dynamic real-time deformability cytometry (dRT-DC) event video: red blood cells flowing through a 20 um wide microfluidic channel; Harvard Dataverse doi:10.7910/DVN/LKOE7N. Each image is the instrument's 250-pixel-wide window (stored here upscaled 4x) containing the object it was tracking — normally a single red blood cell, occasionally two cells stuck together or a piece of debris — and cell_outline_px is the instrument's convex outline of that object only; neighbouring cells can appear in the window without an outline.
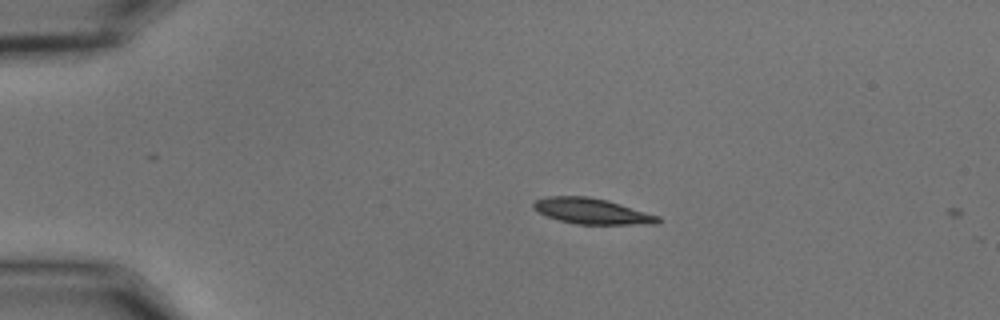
{"species": "common noctule bat (a hibernating species)", "species_latin": "Nyctalus noctula", "temperature_condition": "cold", "stored_images_in_passage": 2, "camera_frame_rate_fps": 3000, "um_per_image_px": 0.085, "animal": {"sex": "male", "body_mass_g": 15.6}, "frame": {"image": 1, "passage_image": 1, "time_ms": 0.0, "image_size_px": [1000, 320], "cell_outline_px": [[664, 220], [656, 224], [576, 224], [560, 220], [548, 216], [532, 208], [532, 204], [536, 200], [548, 196], [588, 196], [608, 200], [660, 216]], "centroid_in_image_um": [50.36, 17.94], "position_along_channel_um": 34.6, "area_um2": 18.67}}